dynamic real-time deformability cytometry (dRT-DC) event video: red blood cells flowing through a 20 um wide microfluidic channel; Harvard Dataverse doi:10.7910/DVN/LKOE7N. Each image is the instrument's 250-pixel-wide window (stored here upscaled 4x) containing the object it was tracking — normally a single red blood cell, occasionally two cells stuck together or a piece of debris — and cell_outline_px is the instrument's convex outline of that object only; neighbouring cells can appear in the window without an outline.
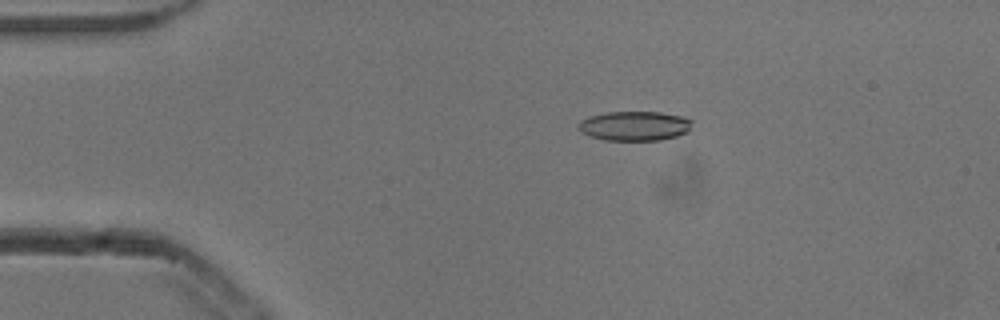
{"species": "common noctule bat (a hibernating species)", "species_latin": "Nyctalus noctula", "temperature_condition": "cold", "stored_images_in_passage": 54, "camera_frame_rate_fps": 3000, "um_per_image_px": 0.085, "animal": {"sex": "male", "body_mass_g": 13.3}, "frame": {"image": 1, "passage_image": 11, "time_ms": 3.333, "image_size_px": [1000, 320], "cell_outline_px": [[692, 120], [688, 132], [676, 136], [660, 140], [604, 140], [588, 136], [580, 132], [580, 120], [588, 116], [608, 112], [660, 112], [684, 116]], "centroid_in_image_um": [53.94, 10.7], "position_along_channel_um": 31.1, "area_um2": 19.59}}
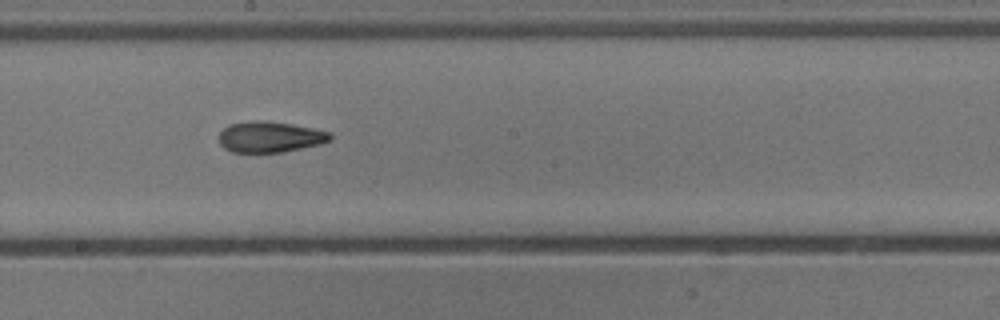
{"frame": {"image": 2, "passage_image": 30, "time_ms": 9.667, "image_size_px": [1000, 320], "cell_outline_px": [[332, 140], [320, 144], [280, 152], [232, 152], [224, 148], [220, 144], [220, 132], [228, 124], [248, 120], [264, 120], [292, 124], [312, 128], [328, 132], [332, 136]], "centroid_in_image_um": [22.92, 11.62], "position_along_channel_um": 225.3, "area_um2": 20.0}}
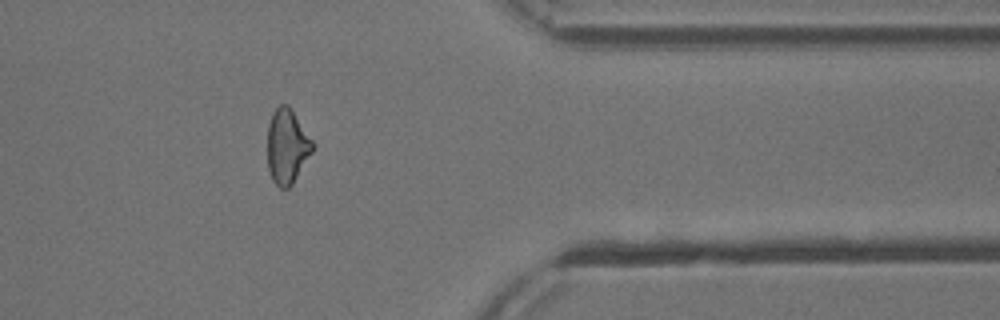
{"frame": {"image": 3, "passage_image": 44, "time_ms": 14.333, "image_size_px": [1000, 320], "cell_outline_px": [[316, 144], [312, 152], [292, 184], [288, 188], [280, 188], [272, 180], [268, 168], [268, 124], [272, 112], [280, 104], [288, 104], [292, 108]], "centroid_in_image_um": [24.42, 12.4], "position_along_channel_um": 387.0, "area_um2": 19.88}, "authors_computed_cell_mechanics": {"area_um2": 19.8832, "velocity_mm_per_s": 3.8494, "shape_relaxation_time_tau1_ms": 8.7543, "shape_relaxation_time_tau2_ms": 2.77, "deformation_change_tau1": 0.1993, "deformation_change_tau2": 0.0991}}